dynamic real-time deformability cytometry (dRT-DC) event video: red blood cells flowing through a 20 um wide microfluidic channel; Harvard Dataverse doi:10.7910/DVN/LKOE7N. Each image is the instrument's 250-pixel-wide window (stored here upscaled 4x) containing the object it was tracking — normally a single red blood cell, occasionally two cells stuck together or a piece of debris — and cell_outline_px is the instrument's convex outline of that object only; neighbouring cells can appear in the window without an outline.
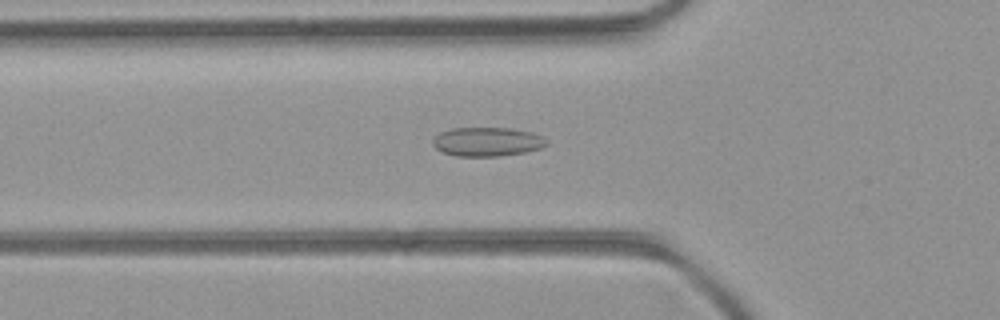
{"species": "common noctule bat (a hibernating species)", "species_latin": "Nyctalus noctula", "temperature_condition": "room temperature", "stored_images_in_passage": 47, "camera_frame_rate_fps": 3000, "um_per_image_px": 0.085, "animal": {"sex": "female", "body_mass_g": 21.9}, "frame": {"image": 1, "passage_image": 16, "time_ms": 5.0, "image_size_px": [1000, 320], "cell_outline_px": [[548, 144], [540, 148], [524, 152], [500, 156], [456, 156], [444, 152], [436, 148], [432, 144], [432, 140], [440, 132], [452, 128], [508, 128], [532, 132], [540, 136]], "centroid_in_image_um": [41.37, 12.05], "position_along_channel_um": 84.4, "area_um2": 19.02}}
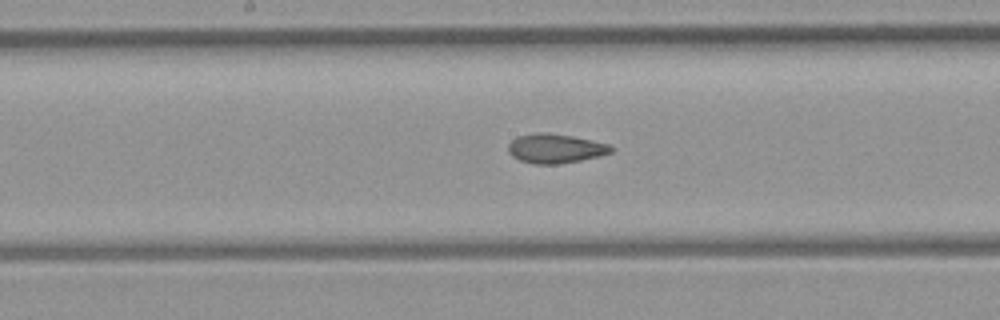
{"frame": {"image": 2, "passage_image": 24, "time_ms": 7.667, "image_size_px": [1000, 320], "cell_outline_px": [[616, 148], [612, 152], [600, 156], [560, 164], [532, 164], [520, 160], [512, 156], [508, 152], [508, 144], [516, 136], [536, 132], [548, 132], [572, 136], [612, 144]], "centroid_in_image_um": [47.23, 12.61], "position_along_channel_um": 201.0, "area_um2": 17.92}}
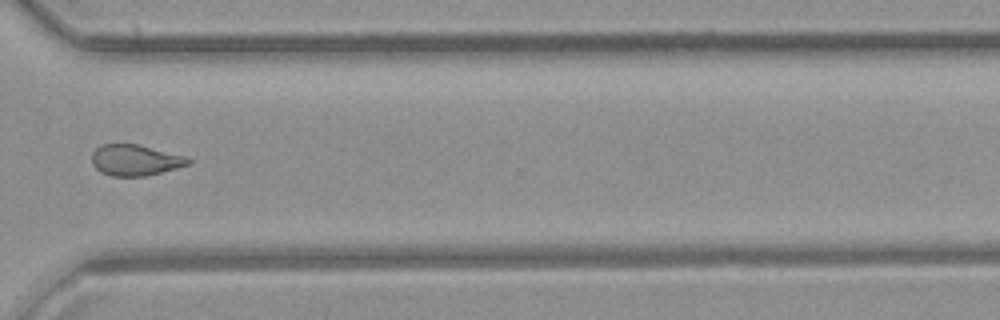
{"frame": {"image": 3, "passage_image": 35, "time_ms": 11.333, "image_size_px": [1000, 320], "cell_outline_px": [[192, 164], [148, 176], [112, 176], [100, 172], [92, 164], [92, 152], [100, 144], [136, 144], [184, 156], [192, 160]], "centroid_in_image_um": [11.49, 13.62], "position_along_channel_um": 359.1, "area_um2": 17.46}, "authors_computed_cell_mechanics": {"area_um2": 18.0914, "velocity_mm_per_s": 4.3291, "shape_relaxation_time_tau1_ms": null, "shape_relaxation_time_tau2_ms": 2.5147, "deformation_change_tau1": null, "deformation_change_tau2": 0.0749}}